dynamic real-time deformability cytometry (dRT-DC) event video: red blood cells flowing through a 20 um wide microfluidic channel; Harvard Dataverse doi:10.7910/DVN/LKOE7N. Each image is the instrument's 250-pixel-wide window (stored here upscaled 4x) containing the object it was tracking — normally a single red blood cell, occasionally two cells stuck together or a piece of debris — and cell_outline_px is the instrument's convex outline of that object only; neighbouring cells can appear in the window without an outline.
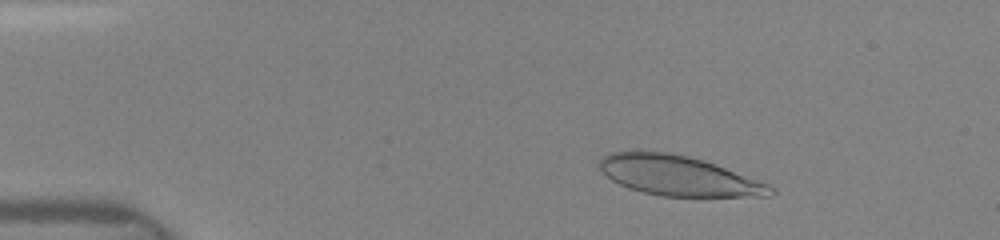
{"species": "human", "species_latin": "Homo sapiens", "temperature_condition": "room temperature", "stored_images_in_passage": 45, "camera_frame_rate_fps": 3000, "um_per_image_px": 0.085, "donor": {"sex": "female"}, "frame": {"image": 1, "passage_image": 10, "time_ms": 2.0, "image_size_px": [1000, 240], "cell_outline_px": [[776, 192], [772, 196], [660, 196], [628, 188], [612, 180], [600, 168], [600, 160], [604, 156], [612, 152], [636, 148], [640, 148], [672, 152], [704, 160], [768, 184], [776, 188]], "centroid_in_image_um": [57.64, 14.9], "position_along_channel_um": 27.4, "area_um2": 40.17}}
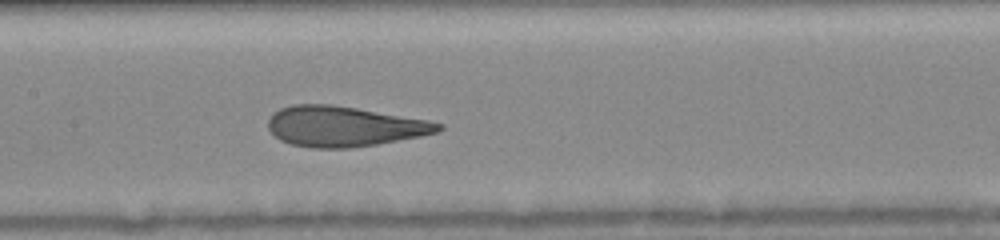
{"frame": {"image": 2, "passage_image": 31, "time_ms": 7.333, "image_size_px": [1000, 240], "cell_outline_px": [[444, 128], [436, 132], [420, 136], [376, 144], [348, 148], [312, 148], [292, 144], [280, 140], [268, 128], [268, 120], [272, 112], [280, 108], [292, 104], [332, 104], [428, 120], [444, 124]], "centroid_in_image_um": [29.21, 10.73], "position_along_channel_um": 178.2, "area_um2": 39.82}}
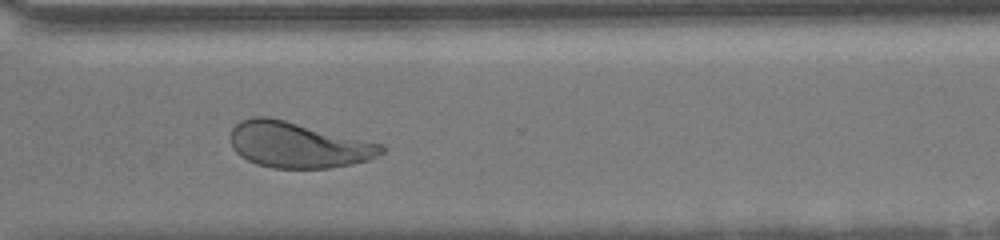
{"frame": {"image": 3, "passage_image": 42, "time_ms": 11.333, "image_size_px": [1000, 240], "cell_outline_px": [[384, 152], [368, 160], [328, 168], [272, 168], [256, 164], [240, 156], [232, 148], [232, 128], [240, 120], [252, 116], [268, 116], [384, 144]], "centroid_in_image_um": [25.31, 12.31], "position_along_channel_um": 345.3, "area_um2": 40.11}}